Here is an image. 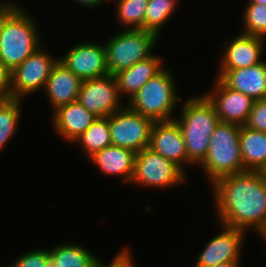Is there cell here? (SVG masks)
Instances as JSON below:
<instances>
[{
    "label": "cell",
    "mask_w": 266,
    "mask_h": 267,
    "mask_svg": "<svg viewBox=\"0 0 266 267\" xmlns=\"http://www.w3.org/2000/svg\"><path fill=\"white\" fill-rule=\"evenodd\" d=\"M149 148L174 162L188 175L185 171V168H188L186 145L181 129L175 120L153 123Z\"/></svg>",
    "instance_id": "9a60e30c"
},
{
    "label": "cell",
    "mask_w": 266,
    "mask_h": 267,
    "mask_svg": "<svg viewBox=\"0 0 266 267\" xmlns=\"http://www.w3.org/2000/svg\"><path fill=\"white\" fill-rule=\"evenodd\" d=\"M72 3L78 4V6L88 7L91 8H97L102 7L103 4L108 2L109 0H71Z\"/></svg>",
    "instance_id": "1f68e13d"
},
{
    "label": "cell",
    "mask_w": 266,
    "mask_h": 267,
    "mask_svg": "<svg viewBox=\"0 0 266 267\" xmlns=\"http://www.w3.org/2000/svg\"><path fill=\"white\" fill-rule=\"evenodd\" d=\"M67 51L65 55L59 57V61L82 81L109 75L104 43L84 41Z\"/></svg>",
    "instance_id": "8fae6325"
},
{
    "label": "cell",
    "mask_w": 266,
    "mask_h": 267,
    "mask_svg": "<svg viewBox=\"0 0 266 267\" xmlns=\"http://www.w3.org/2000/svg\"><path fill=\"white\" fill-rule=\"evenodd\" d=\"M266 39L244 33L222 42L223 55L218 70H233L254 66L261 63L265 51ZM224 44V45H223Z\"/></svg>",
    "instance_id": "5bb4252c"
},
{
    "label": "cell",
    "mask_w": 266,
    "mask_h": 267,
    "mask_svg": "<svg viewBox=\"0 0 266 267\" xmlns=\"http://www.w3.org/2000/svg\"><path fill=\"white\" fill-rule=\"evenodd\" d=\"M242 263L241 262H228V263H221L217 266H212V267H241Z\"/></svg>",
    "instance_id": "d6a6232c"
},
{
    "label": "cell",
    "mask_w": 266,
    "mask_h": 267,
    "mask_svg": "<svg viewBox=\"0 0 266 267\" xmlns=\"http://www.w3.org/2000/svg\"><path fill=\"white\" fill-rule=\"evenodd\" d=\"M128 248L125 246L119 250L110 263H105L102 260V267H136L134 263L136 261L133 260V253Z\"/></svg>",
    "instance_id": "f546056e"
},
{
    "label": "cell",
    "mask_w": 266,
    "mask_h": 267,
    "mask_svg": "<svg viewBox=\"0 0 266 267\" xmlns=\"http://www.w3.org/2000/svg\"><path fill=\"white\" fill-rule=\"evenodd\" d=\"M79 243L64 242L47 249L45 267H90L99 256Z\"/></svg>",
    "instance_id": "44dd1931"
},
{
    "label": "cell",
    "mask_w": 266,
    "mask_h": 267,
    "mask_svg": "<svg viewBox=\"0 0 266 267\" xmlns=\"http://www.w3.org/2000/svg\"><path fill=\"white\" fill-rule=\"evenodd\" d=\"M90 267H102V259L99 257Z\"/></svg>",
    "instance_id": "e575fe53"
},
{
    "label": "cell",
    "mask_w": 266,
    "mask_h": 267,
    "mask_svg": "<svg viewBox=\"0 0 266 267\" xmlns=\"http://www.w3.org/2000/svg\"><path fill=\"white\" fill-rule=\"evenodd\" d=\"M227 87L242 92L254 101L266 98V61L251 67L218 70L217 75Z\"/></svg>",
    "instance_id": "2e32d148"
},
{
    "label": "cell",
    "mask_w": 266,
    "mask_h": 267,
    "mask_svg": "<svg viewBox=\"0 0 266 267\" xmlns=\"http://www.w3.org/2000/svg\"><path fill=\"white\" fill-rule=\"evenodd\" d=\"M240 127L222 122L215 127L206 157L198 166L203 169L210 186L223 177L246 171L239 142Z\"/></svg>",
    "instance_id": "5b68a950"
},
{
    "label": "cell",
    "mask_w": 266,
    "mask_h": 267,
    "mask_svg": "<svg viewBox=\"0 0 266 267\" xmlns=\"http://www.w3.org/2000/svg\"><path fill=\"white\" fill-rule=\"evenodd\" d=\"M216 219L244 232L266 235V178L263 171L228 175L210 186Z\"/></svg>",
    "instance_id": "6da1fadb"
},
{
    "label": "cell",
    "mask_w": 266,
    "mask_h": 267,
    "mask_svg": "<svg viewBox=\"0 0 266 267\" xmlns=\"http://www.w3.org/2000/svg\"><path fill=\"white\" fill-rule=\"evenodd\" d=\"M261 241L264 242V245L266 246V235L262 238Z\"/></svg>",
    "instance_id": "d590c367"
},
{
    "label": "cell",
    "mask_w": 266,
    "mask_h": 267,
    "mask_svg": "<svg viewBox=\"0 0 266 267\" xmlns=\"http://www.w3.org/2000/svg\"><path fill=\"white\" fill-rule=\"evenodd\" d=\"M164 64L162 57L153 54L147 59L137 62L134 66L114 74L120 96L122 98L127 96L129 100L150 78L167 67Z\"/></svg>",
    "instance_id": "ffe728a7"
},
{
    "label": "cell",
    "mask_w": 266,
    "mask_h": 267,
    "mask_svg": "<svg viewBox=\"0 0 266 267\" xmlns=\"http://www.w3.org/2000/svg\"><path fill=\"white\" fill-rule=\"evenodd\" d=\"M159 37L143 29H122L105 41L109 75L134 66L153 55Z\"/></svg>",
    "instance_id": "8992f818"
},
{
    "label": "cell",
    "mask_w": 266,
    "mask_h": 267,
    "mask_svg": "<svg viewBox=\"0 0 266 267\" xmlns=\"http://www.w3.org/2000/svg\"><path fill=\"white\" fill-rule=\"evenodd\" d=\"M239 142L244 169L263 171L266 168V133L243 125Z\"/></svg>",
    "instance_id": "7402d4cb"
},
{
    "label": "cell",
    "mask_w": 266,
    "mask_h": 267,
    "mask_svg": "<svg viewBox=\"0 0 266 267\" xmlns=\"http://www.w3.org/2000/svg\"><path fill=\"white\" fill-rule=\"evenodd\" d=\"M15 2L0 1V61L10 70L43 44L35 18Z\"/></svg>",
    "instance_id": "7a4b0ae2"
},
{
    "label": "cell",
    "mask_w": 266,
    "mask_h": 267,
    "mask_svg": "<svg viewBox=\"0 0 266 267\" xmlns=\"http://www.w3.org/2000/svg\"><path fill=\"white\" fill-rule=\"evenodd\" d=\"M244 8L241 33L266 39V5L246 4Z\"/></svg>",
    "instance_id": "4316f807"
},
{
    "label": "cell",
    "mask_w": 266,
    "mask_h": 267,
    "mask_svg": "<svg viewBox=\"0 0 266 267\" xmlns=\"http://www.w3.org/2000/svg\"><path fill=\"white\" fill-rule=\"evenodd\" d=\"M81 84L82 80L58 60L44 88L51 111L77 101Z\"/></svg>",
    "instance_id": "ac0fdd59"
},
{
    "label": "cell",
    "mask_w": 266,
    "mask_h": 267,
    "mask_svg": "<svg viewBox=\"0 0 266 267\" xmlns=\"http://www.w3.org/2000/svg\"><path fill=\"white\" fill-rule=\"evenodd\" d=\"M212 89L203 94L213 104L219 121L243 126L245 125L254 100L242 92L227 87L215 77Z\"/></svg>",
    "instance_id": "4fadbf2b"
},
{
    "label": "cell",
    "mask_w": 266,
    "mask_h": 267,
    "mask_svg": "<svg viewBox=\"0 0 266 267\" xmlns=\"http://www.w3.org/2000/svg\"><path fill=\"white\" fill-rule=\"evenodd\" d=\"M52 113L51 129L66 143H73L97 118L78 101L60 106Z\"/></svg>",
    "instance_id": "e0dca14e"
},
{
    "label": "cell",
    "mask_w": 266,
    "mask_h": 267,
    "mask_svg": "<svg viewBox=\"0 0 266 267\" xmlns=\"http://www.w3.org/2000/svg\"><path fill=\"white\" fill-rule=\"evenodd\" d=\"M9 263V267H45L47 261V249H33L20 253V255Z\"/></svg>",
    "instance_id": "83f0119b"
},
{
    "label": "cell",
    "mask_w": 266,
    "mask_h": 267,
    "mask_svg": "<svg viewBox=\"0 0 266 267\" xmlns=\"http://www.w3.org/2000/svg\"><path fill=\"white\" fill-rule=\"evenodd\" d=\"M135 152L115 145H109L89 157V161L105 176H118L124 185L131 182Z\"/></svg>",
    "instance_id": "d6986e66"
},
{
    "label": "cell",
    "mask_w": 266,
    "mask_h": 267,
    "mask_svg": "<svg viewBox=\"0 0 266 267\" xmlns=\"http://www.w3.org/2000/svg\"><path fill=\"white\" fill-rule=\"evenodd\" d=\"M178 0H149L146 7L144 30L150 31L161 38V30L167 21L172 19L179 6Z\"/></svg>",
    "instance_id": "cb8c5ba5"
},
{
    "label": "cell",
    "mask_w": 266,
    "mask_h": 267,
    "mask_svg": "<svg viewBox=\"0 0 266 267\" xmlns=\"http://www.w3.org/2000/svg\"><path fill=\"white\" fill-rule=\"evenodd\" d=\"M173 74L168 67H165L150 78L126 105L154 122L174 120L175 108L184 99L178 93L176 87L178 82Z\"/></svg>",
    "instance_id": "277c9868"
},
{
    "label": "cell",
    "mask_w": 266,
    "mask_h": 267,
    "mask_svg": "<svg viewBox=\"0 0 266 267\" xmlns=\"http://www.w3.org/2000/svg\"><path fill=\"white\" fill-rule=\"evenodd\" d=\"M154 121L130 109L123 108L109 116V130L112 145L135 153L149 147Z\"/></svg>",
    "instance_id": "9c48e42d"
},
{
    "label": "cell",
    "mask_w": 266,
    "mask_h": 267,
    "mask_svg": "<svg viewBox=\"0 0 266 267\" xmlns=\"http://www.w3.org/2000/svg\"><path fill=\"white\" fill-rule=\"evenodd\" d=\"M245 126L266 133V98L254 101Z\"/></svg>",
    "instance_id": "f1b7e54d"
},
{
    "label": "cell",
    "mask_w": 266,
    "mask_h": 267,
    "mask_svg": "<svg viewBox=\"0 0 266 267\" xmlns=\"http://www.w3.org/2000/svg\"><path fill=\"white\" fill-rule=\"evenodd\" d=\"M39 46L36 51L27 57L11 73L12 98L24 100L44 90L53 66L59 60L45 48Z\"/></svg>",
    "instance_id": "ba28073f"
},
{
    "label": "cell",
    "mask_w": 266,
    "mask_h": 267,
    "mask_svg": "<svg viewBox=\"0 0 266 267\" xmlns=\"http://www.w3.org/2000/svg\"><path fill=\"white\" fill-rule=\"evenodd\" d=\"M116 2L115 18L123 29H143L149 0H112Z\"/></svg>",
    "instance_id": "d4e9b609"
},
{
    "label": "cell",
    "mask_w": 266,
    "mask_h": 267,
    "mask_svg": "<svg viewBox=\"0 0 266 267\" xmlns=\"http://www.w3.org/2000/svg\"><path fill=\"white\" fill-rule=\"evenodd\" d=\"M254 3H259L262 5H266V0H248L247 4H254Z\"/></svg>",
    "instance_id": "836d02e7"
},
{
    "label": "cell",
    "mask_w": 266,
    "mask_h": 267,
    "mask_svg": "<svg viewBox=\"0 0 266 267\" xmlns=\"http://www.w3.org/2000/svg\"><path fill=\"white\" fill-rule=\"evenodd\" d=\"M23 100L10 98L0 101V151L15 137L21 122V104ZM1 153V152H0Z\"/></svg>",
    "instance_id": "484cf974"
},
{
    "label": "cell",
    "mask_w": 266,
    "mask_h": 267,
    "mask_svg": "<svg viewBox=\"0 0 266 267\" xmlns=\"http://www.w3.org/2000/svg\"><path fill=\"white\" fill-rule=\"evenodd\" d=\"M11 73L12 70L0 61V101L12 98Z\"/></svg>",
    "instance_id": "4dcf8cb0"
},
{
    "label": "cell",
    "mask_w": 266,
    "mask_h": 267,
    "mask_svg": "<svg viewBox=\"0 0 266 267\" xmlns=\"http://www.w3.org/2000/svg\"><path fill=\"white\" fill-rule=\"evenodd\" d=\"M77 101L96 117H108L125 106L114 75L82 81Z\"/></svg>",
    "instance_id": "30bf717a"
},
{
    "label": "cell",
    "mask_w": 266,
    "mask_h": 267,
    "mask_svg": "<svg viewBox=\"0 0 266 267\" xmlns=\"http://www.w3.org/2000/svg\"><path fill=\"white\" fill-rule=\"evenodd\" d=\"M188 176L174 162L147 147L135 154L130 186L133 184L140 188L169 189L183 185Z\"/></svg>",
    "instance_id": "52a82bcc"
},
{
    "label": "cell",
    "mask_w": 266,
    "mask_h": 267,
    "mask_svg": "<svg viewBox=\"0 0 266 267\" xmlns=\"http://www.w3.org/2000/svg\"><path fill=\"white\" fill-rule=\"evenodd\" d=\"M73 143L81 147L80 153L87 158L111 145L109 116L97 117Z\"/></svg>",
    "instance_id": "603a6c76"
},
{
    "label": "cell",
    "mask_w": 266,
    "mask_h": 267,
    "mask_svg": "<svg viewBox=\"0 0 266 267\" xmlns=\"http://www.w3.org/2000/svg\"><path fill=\"white\" fill-rule=\"evenodd\" d=\"M221 225V232L211 238L196 257L193 267H212L221 263L242 262L246 232Z\"/></svg>",
    "instance_id": "7c38bea8"
},
{
    "label": "cell",
    "mask_w": 266,
    "mask_h": 267,
    "mask_svg": "<svg viewBox=\"0 0 266 267\" xmlns=\"http://www.w3.org/2000/svg\"><path fill=\"white\" fill-rule=\"evenodd\" d=\"M180 107V115L174 120L184 137L188 167H197L205 159L210 137L220 121L213 104L204 94L185 98Z\"/></svg>",
    "instance_id": "3957f363"
}]
</instances>
